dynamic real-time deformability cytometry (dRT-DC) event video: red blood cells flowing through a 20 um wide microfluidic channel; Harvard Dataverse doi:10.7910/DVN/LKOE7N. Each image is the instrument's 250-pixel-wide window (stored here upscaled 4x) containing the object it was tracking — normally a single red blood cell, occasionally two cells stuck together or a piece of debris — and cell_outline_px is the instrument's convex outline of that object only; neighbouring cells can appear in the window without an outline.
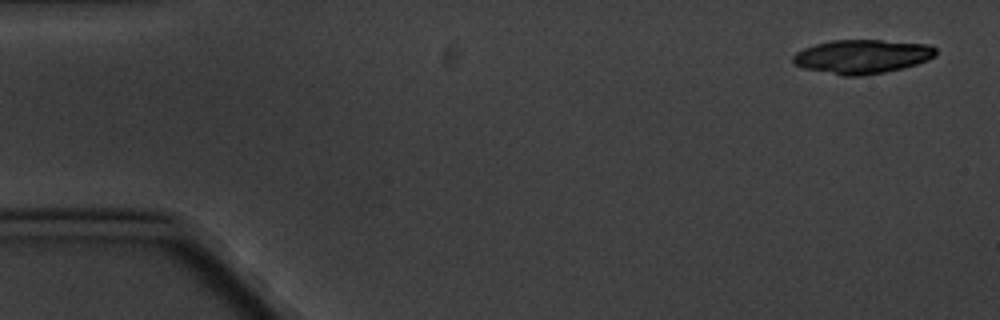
{"species": "common noctule bat (a hibernating species)", "species_latin": "Nyctalus noctula", "temperature_condition": "cold", "stored_images_in_passage": 3, "camera_frame_rate_fps": 3000, "um_per_image_px": 0.085, "animal": {"sex": "male", "body_mass_g": 20.1, "forearm_length_mm": 53.5}, "frame": {"image": 1, "passage_image": 1, "time_ms": 0.0, "image_size_px": [1000, 320], "cell_outline_px": [[936, 56], [928, 60], [904, 68], [884, 72], [860, 76], [844, 76], [804, 68], [792, 64], [792, 56], [796, 52], [804, 48], [816, 44], [832, 40], [880, 40], [928, 44], [936, 48]], "centroid_in_image_um": [73.28, 4.81], "position_along_channel_um": 11.7, "area_um2": 28.32}}